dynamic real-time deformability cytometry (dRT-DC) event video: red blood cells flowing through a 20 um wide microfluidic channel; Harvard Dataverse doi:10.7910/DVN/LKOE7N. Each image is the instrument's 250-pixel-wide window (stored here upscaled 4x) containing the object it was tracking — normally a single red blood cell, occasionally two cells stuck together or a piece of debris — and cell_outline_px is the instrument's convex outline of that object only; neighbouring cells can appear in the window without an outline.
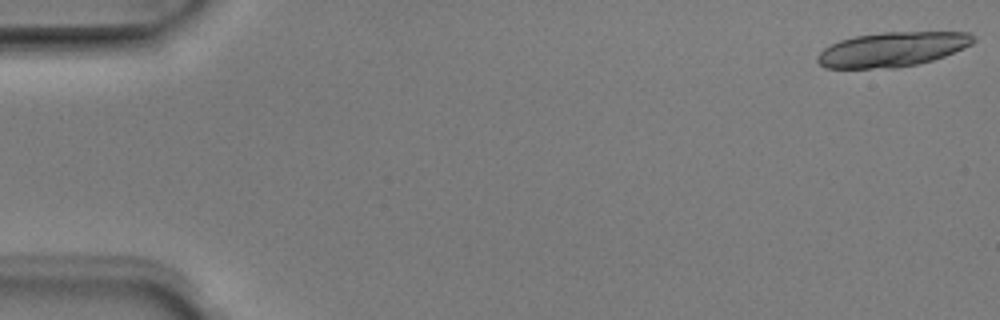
{"species": "Egyptian fruit bat (a non-hibernating species)", "species_latin": "Rousettus aegyptiacus", "temperature_condition": "room temperature", "stored_images_in_passage": 5, "camera_frame_rate_fps": 3000, "um_per_image_px": 0.085, "animal": {"sex": "male"}, "frame": {"image": 1, "passage_image": 1, "time_ms": 0.0, "image_size_px": [1000, 320], "cell_outline_px": [[976, 40], [972, 44], [964, 48], [944, 56], [932, 60], [916, 64], [896, 68], [824, 68], [816, 60], [816, 56], [824, 48], [840, 40], [856, 36], [884, 32], [968, 32]], "centroid_in_image_um": [75.83, 4.2], "position_along_channel_um": 9.2, "area_um2": 31.33}}